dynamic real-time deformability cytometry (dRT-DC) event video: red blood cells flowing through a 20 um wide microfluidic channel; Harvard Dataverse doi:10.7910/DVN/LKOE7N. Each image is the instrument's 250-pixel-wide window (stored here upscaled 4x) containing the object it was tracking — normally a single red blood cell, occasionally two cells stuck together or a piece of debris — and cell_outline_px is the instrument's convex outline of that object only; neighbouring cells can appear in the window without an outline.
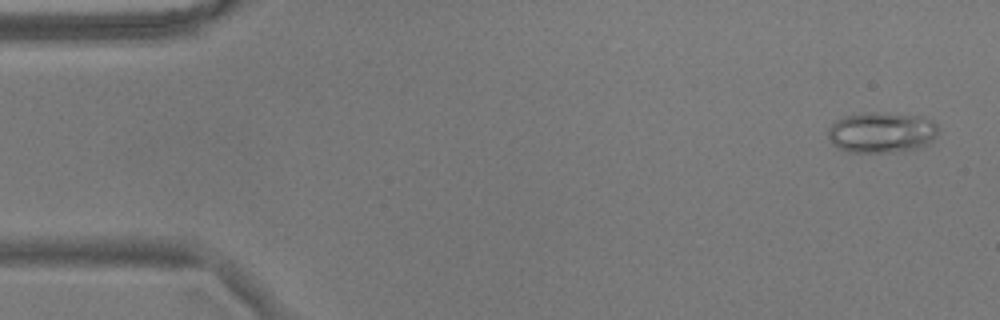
{"species": "common noctule bat (a hibernating species)", "species_latin": "Nyctalus noctula", "temperature_condition": "warm", "stored_images_in_passage": 54, "camera_frame_rate_fps": 3000, "um_per_image_px": 0.085, "animal": {"sex": "male", "body_mass_g": 17.9}, "frame": {"image": 1, "passage_image": 2, "time_ms": 0.333, "image_size_px": [1000, 320], "cell_outline_px": [[940, 132], [928, 144], [916, 148], [892, 152], [848, 152], [836, 148], [832, 144], [828, 136], [828, 128], [836, 120], [844, 116], [860, 112], [884, 112], [924, 116], [932, 120], [940, 128]], "centroid_in_image_um": [74.94, 11.23], "position_along_channel_um": 10.1, "area_um2": 26.7}}
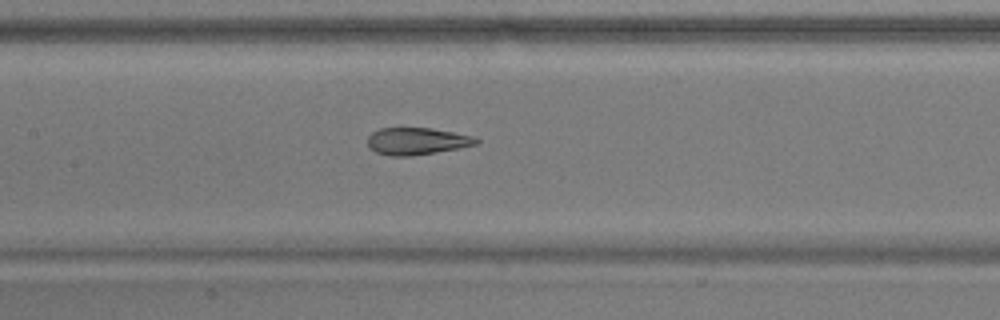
{"frame": {"image": 2, "passage_image": 25, "time_ms": 8.0, "image_size_px": [1000, 320], "cell_outline_px": [[480, 140], [476, 144], [460, 148], [412, 156], [392, 156], [376, 152], [368, 148], [368, 136], [372, 132], [380, 128], [400, 124], [432, 128], [476, 136]], "centroid_in_image_um": [35.4, 11.94], "position_along_channel_um": 172.0, "area_um2": 18.03}}
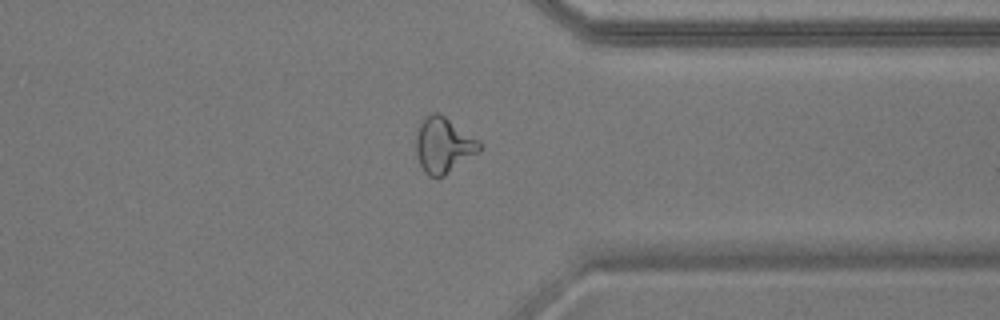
{"frame": {"image": 3, "passage_image": 42, "time_ms": 13.667, "image_size_px": [1000, 320], "cell_outline_px": [[480, 148], [476, 152], [444, 176], [428, 176], [424, 172], [416, 156], [416, 128], [420, 120], [424, 116], [432, 112], [436, 112], [444, 116], [480, 140]], "centroid_in_image_um": [37.63, 12.3], "position_along_channel_um": 373.8, "area_um2": 20.4}, "authors_computed_cell_mechanics": {"area_um2": 20.23, "velocity_mm_per_s": 3.6464, "shape_relaxation_time_tau1_ms": null, "shape_relaxation_time_tau2_ms": 2.1609, "deformation_change_tau1": null, "deformation_change_tau2": 0.0977}}